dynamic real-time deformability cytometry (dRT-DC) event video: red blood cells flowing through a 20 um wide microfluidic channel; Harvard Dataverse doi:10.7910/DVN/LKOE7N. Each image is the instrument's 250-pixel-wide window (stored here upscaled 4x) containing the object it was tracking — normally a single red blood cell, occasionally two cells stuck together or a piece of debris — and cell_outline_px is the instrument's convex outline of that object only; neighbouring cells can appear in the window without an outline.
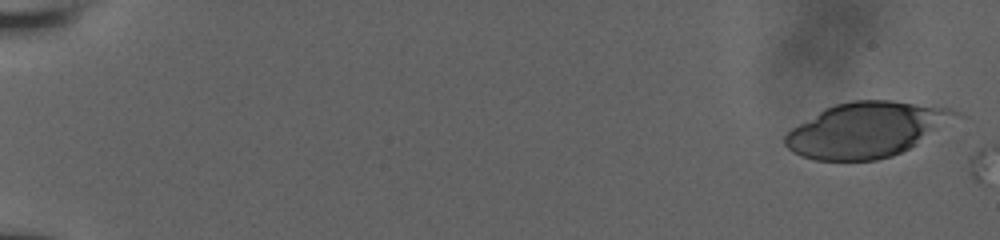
{"species": "human", "species_latin": "Homo sapiens", "temperature_condition": "room temperature", "stored_images_in_passage": 3, "camera_frame_rate_fps": 3000, "um_per_image_px": 0.085, "donor": {"sex": "male"}, "frame": {"image": 1, "passage_image": 1, "time_ms": 0.0, "image_size_px": [1000, 240], "cell_outline_px": [[968, 116], [908, 148], [892, 156], [876, 160], [812, 160], [800, 156], [792, 152], [784, 144], [784, 136], [792, 128], [824, 108], [836, 104], [852, 100], [892, 100], [952, 108]], "centroid_in_image_um": [73.74, 11.01], "position_along_channel_um": 11.3, "area_um2": 55.37}}